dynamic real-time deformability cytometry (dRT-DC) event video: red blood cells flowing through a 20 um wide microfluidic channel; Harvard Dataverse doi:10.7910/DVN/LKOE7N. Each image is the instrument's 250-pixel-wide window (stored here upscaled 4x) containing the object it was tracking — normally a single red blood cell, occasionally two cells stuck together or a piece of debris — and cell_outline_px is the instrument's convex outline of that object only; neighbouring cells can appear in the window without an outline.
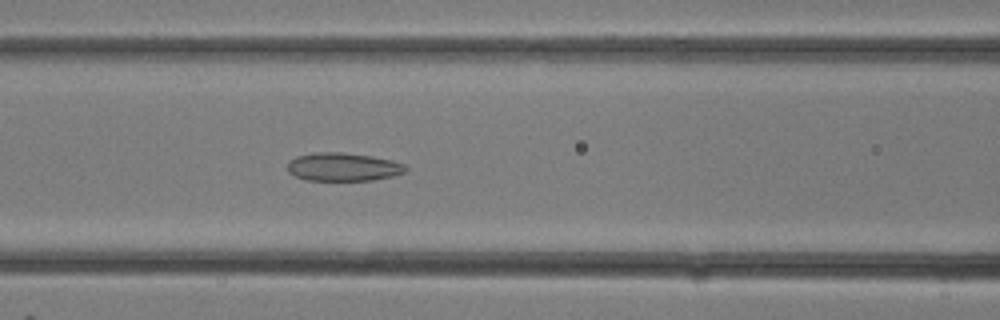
{"species": "common noctule bat (a hibernating species)", "species_latin": "Nyctalus noctula", "temperature_condition": "room temperature", "stored_images_in_passage": 8, "camera_frame_rate_fps": 3000, "um_per_image_px": 0.085, "animal": {"sex": "female"}, "frame": {"image": 1, "passage_image": 8, "time_ms": 2.333, "image_size_px": [1000, 320], "cell_outline_px": [[408, 168], [404, 172], [392, 176], [372, 180], [304, 180], [288, 172], [288, 160], [296, 156], [312, 152], [344, 152], [372, 156], [392, 160], [404, 164]], "centroid_in_image_um": [29.14, 14.17], "position_along_channel_um": 137.5, "area_um2": 19.59}}